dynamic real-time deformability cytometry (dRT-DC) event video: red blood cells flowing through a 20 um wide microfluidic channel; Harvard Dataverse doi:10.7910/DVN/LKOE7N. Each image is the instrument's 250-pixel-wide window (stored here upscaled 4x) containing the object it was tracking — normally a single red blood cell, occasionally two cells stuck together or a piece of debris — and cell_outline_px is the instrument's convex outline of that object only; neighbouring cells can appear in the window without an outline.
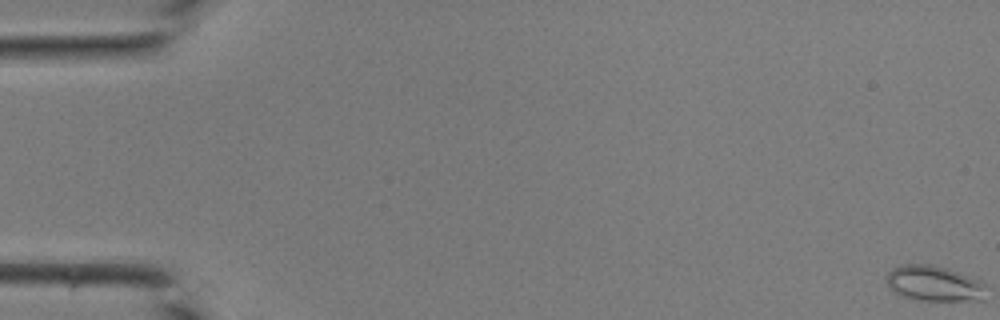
{"species": "common noctule bat (a hibernating species)", "species_latin": "Nyctalus noctula", "temperature_condition": "room temperature", "stored_images_in_passage": 44, "camera_frame_rate_fps": 3000, "um_per_image_px": 0.085, "animal": {"sex": "male", "body_mass_g": 19.0, "forearm_length_mm": 50.8}, "frame": {"image": 1, "passage_image": 1, "time_ms": 0.0, "image_size_px": [1000, 320], "cell_outline_px": [[984, 284], [980, 300], [916, 300], [904, 296], [896, 292], [888, 284], [884, 276], [888, 272], [904, 264], [932, 264], [948, 268], [960, 272], [980, 280]], "centroid_in_image_um": [79.36, 24.07], "position_along_channel_um": 5.6, "area_um2": 20.23}}
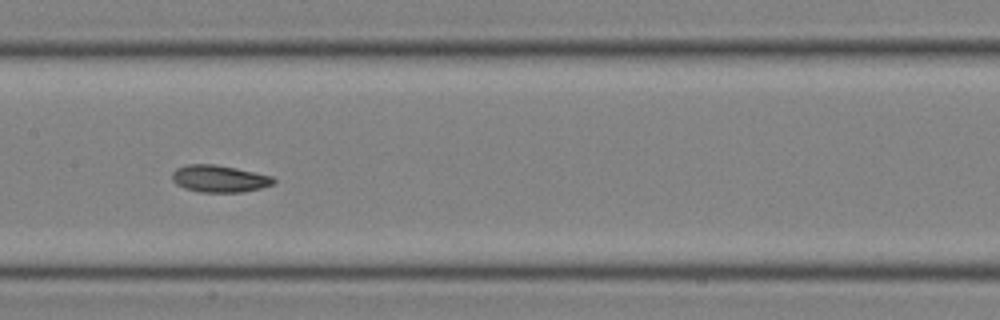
{"frame": {"image": 2, "passage_image": 23, "time_ms": 7.333, "image_size_px": [1000, 320], "cell_outline_px": [[276, 180], [272, 184], [260, 188], [244, 192], [200, 192], [184, 188], [176, 184], [172, 180], [172, 172], [176, 168], [188, 164], [212, 164], [236, 168], [272, 176]], "centroid_in_image_um": [18.61, 15.19], "position_along_channel_um": 188.8, "area_um2": 15.95}}
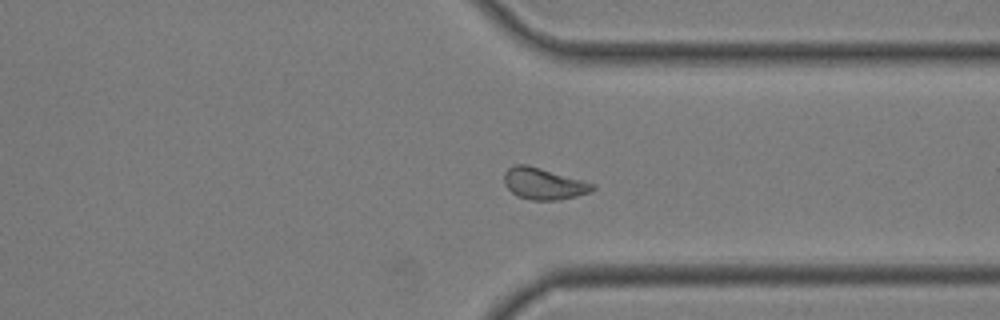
{"frame": {"image": 3, "passage_image": 34, "time_ms": 11.0, "image_size_px": [1000, 320], "cell_outline_px": [[596, 188], [588, 192], [576, 196], [560, 200], [532, 200], [516, 196], [504, 184], [504, 172], [508, 168], [516, 164], [524, 164], [540, 168], [596, 184]], "centroid_in_image_um": [46.19, 15.62], "position_along_channel_um": 365.2, "area_um2": 16.13}}